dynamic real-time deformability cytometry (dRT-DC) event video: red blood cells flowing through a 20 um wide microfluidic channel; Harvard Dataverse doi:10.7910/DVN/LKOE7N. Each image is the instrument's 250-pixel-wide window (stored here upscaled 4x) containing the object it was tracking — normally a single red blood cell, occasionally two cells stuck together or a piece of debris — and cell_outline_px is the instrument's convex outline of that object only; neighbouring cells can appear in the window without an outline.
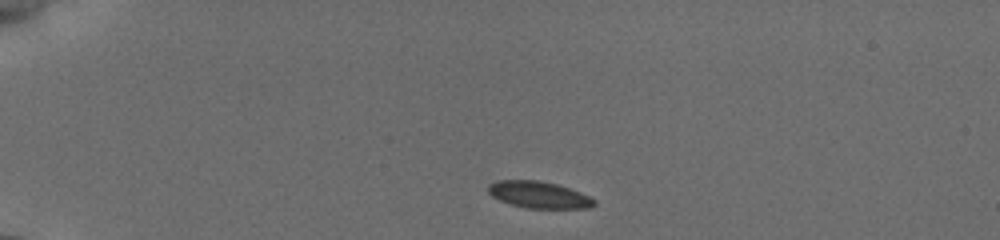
{"species": "common noctule bat (a hibernating species)", "species_latin": "Nyctalus noctula", "temperature_condition": "cold", "stored_images_in_passage": 29, "camera_frame_rate_fps": 3000, "um_per_image_px": 0.085, "animal": {"sex": "female", "body_mass_g": 19.5, "forearm_length_mm": 54.1}, "frame": {"image": 1, "passage_image": 1, "time_ms": 0.0, "image_size_px": [1000, 240], "cell_outline_px": [[596, 204], [588, 208], [524, 208], [500, 200], [492, 196], [488, 192], [488, 184], [496, 180], [540, 180], [556, 184], [580, 192], [596, 200]], "centroid_in_image_um": [45.78, 16.55], "position_along_channel_um": 39.2, "area_um2": 16.47}}
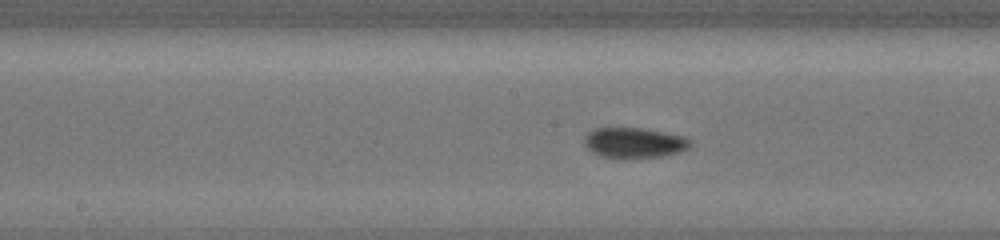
{"frame": {"image": 2, "passage_image": 13, "time_ms": 5.667, "image_size_px": [1000, 240], "cell_outline_px": [[692, 144], [688, 148], [680, 152], [660, 156], [624, 160], [600, 156], [592, 152], [584, 144], [584, 136], [592, 128], [640, 128], [664, 132], [684, 136], [692, 140]], "centroid_in_image_um": [53.89, 12.15], "position_along_channel_um": 194.3, "area_um2": 19.19}}
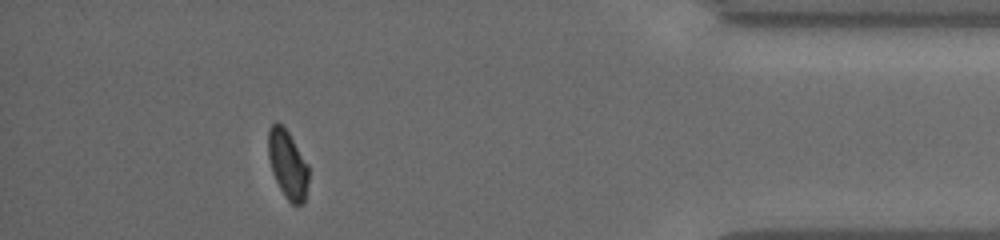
{"frame": {"image": 3, "passage_image": 25, "time_ms": 12.333, "image_size_px": [1000, 240], "cell_outline_px": [[308, 180], [304, 204], [292, 204], [284, 196], [272, 172], [268, 156], [268, 128], [276, 120], [288, 132], [308, 164]], "centroid_in_image_um": [24.44, 13.96], "position_along_channel_um": 410.8, "area_um2": 16.01}, "authors_computed_cell_mechanics": {"area_um2": 16.9932, "velocity_mm_per_s": 3.8114, "shape_relaxation_time_tau1_ms": 1.7782, "shape_relaxation_time_tau2_ms": 2.9506, "deformation_change_tau1": 0.0855, "deformation_change_tau2": 0.0504}}